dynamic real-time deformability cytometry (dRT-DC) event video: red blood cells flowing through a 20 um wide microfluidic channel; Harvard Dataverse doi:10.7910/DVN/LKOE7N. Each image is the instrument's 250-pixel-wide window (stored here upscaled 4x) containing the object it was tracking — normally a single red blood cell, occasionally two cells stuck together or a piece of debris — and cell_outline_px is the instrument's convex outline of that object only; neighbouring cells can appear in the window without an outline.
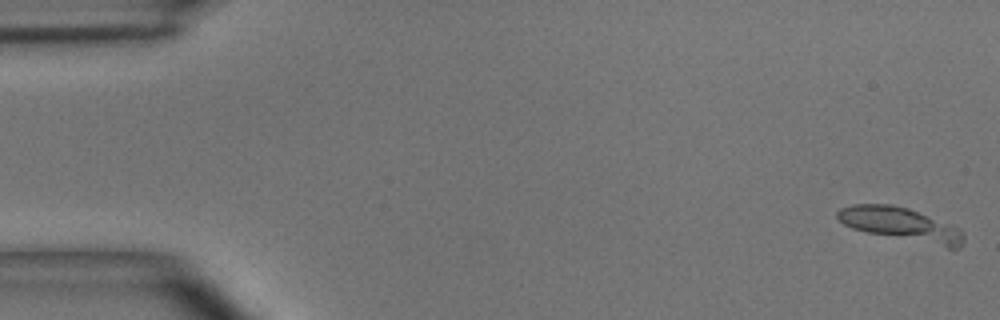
{"species": "common noctule bat (a hibernating species)", "species_latin": "Nyctalus noctula", "temperature_condition": "room temperature", "stored_images_in_passage": 7, "camera_frame_rate_fps": 3000, "um_per_image_px": 0.085, "animal": {"sex": "male", "body_mass_g": 15.6}, "frame": {"image": 1, "passage_image": 1, "time_ms": 0.0, "image_size_px": [1000, 320], "cell_outline_px": [[964, 240], [960, 248], [948, 248], [868, 232], [852, 228], [844, 224], [836, 216], [836, 212], [840, 208], [852, 204], [892, 204], [908, 208], [960, 228], [964, 236]], "centroid_in_image_um": [76.58, 19.06], "position_along_channel_um": 8.4, "area_um2": 24.33}}